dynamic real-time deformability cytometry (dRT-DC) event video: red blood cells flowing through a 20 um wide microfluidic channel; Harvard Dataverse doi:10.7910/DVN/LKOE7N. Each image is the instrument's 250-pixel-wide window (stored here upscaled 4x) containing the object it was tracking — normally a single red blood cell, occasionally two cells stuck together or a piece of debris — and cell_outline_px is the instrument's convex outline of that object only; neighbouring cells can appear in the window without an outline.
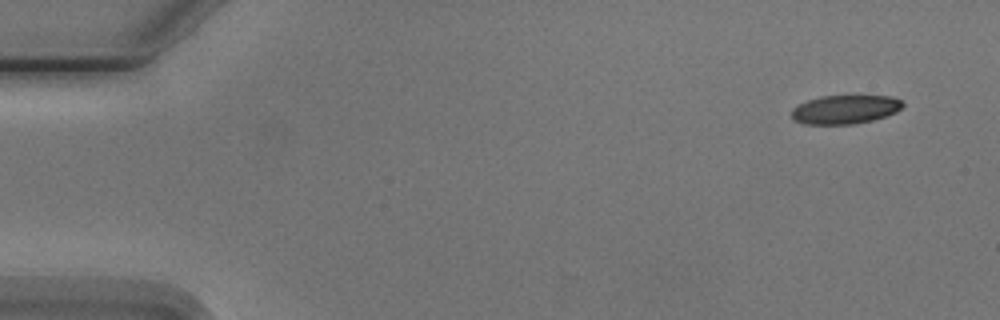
{"species": "Egyptian fruit bat (a non-hibernating species)", "species_latin": "Rousettus aegyptiacus", "temperature_condition": "cold", "stored_images_in_passage": 6, "camera_frame_rate_fps": 3000, "um_per_image_px": 0.085, "animal": {"sex": "male"}, "frame": {"image": 1, "passage_image": 1, "time_ms": 0.0, "image_size_px": [1000, 320], "cell_outline_px": [[904, 104], [896, 112], [872, 120], [852, 124], [804, 124], [792, 120], [792, 108], [808, 100], [820, 96], [892, 96], [900, 100]], "centroid_in_image_um": [71.8, 9.3], "position_along_channel_um": 13.2, "area_um2": 18.5}}
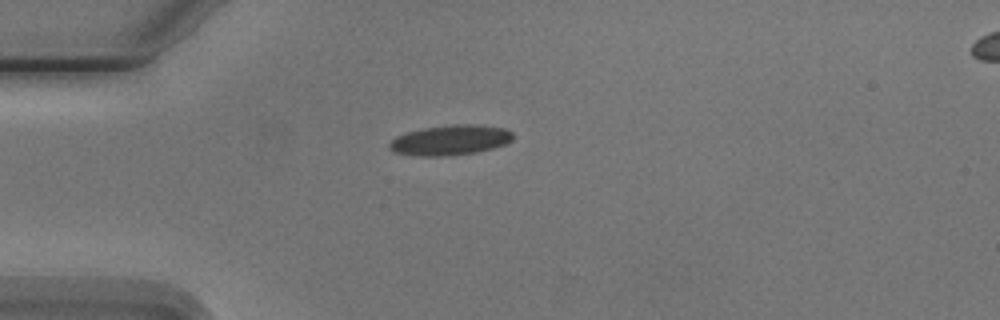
{"frame": {"image": 2, "passage_image": 4, "time_ms": 3.667, "image_size_px": [1000, 320], "cell_outline_px": [[512, 140], [504, 144], [492, 148], [476, 152], [452, 156], [412, 156], [392, 152], [388, 148], [388, 144], [396, 136], [408, 132], [424, 128], [452, 124], [472, 124], [504, 128], [512, 132]], "centroid_in_image_um": [38.22, 11.92], "position_along_channel_um": 46.8, "area_um2": 21.79}}
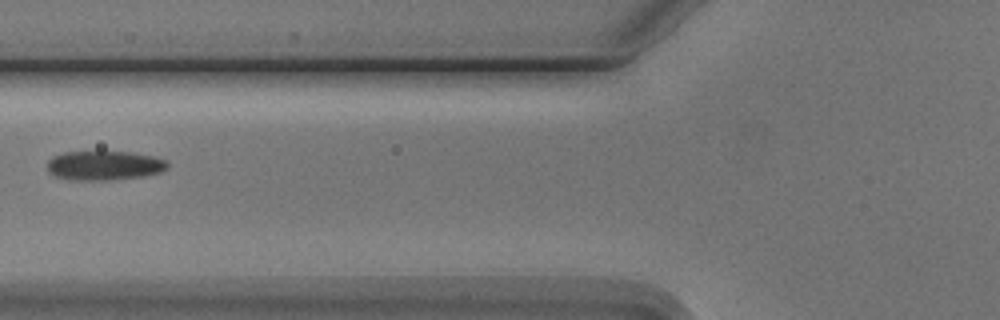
{"frame": {"image": 3, "passage_image": 6, "time_ms": 6.0, "image_size_px": [1000, 320], "cell_outline_px": [[168, 168], [160, 172], [144, 176], [108, 180], [68, 180], [56, 176], [48, 172], [48, 160], [52, 156], [64, 152], [128, 152], [152, 156], [164, 160], [168, 164]], "centroid_in_image_um": [8.83, 14.07], "position_along_channel_um": 117.0, "area_um2": 20.46}}